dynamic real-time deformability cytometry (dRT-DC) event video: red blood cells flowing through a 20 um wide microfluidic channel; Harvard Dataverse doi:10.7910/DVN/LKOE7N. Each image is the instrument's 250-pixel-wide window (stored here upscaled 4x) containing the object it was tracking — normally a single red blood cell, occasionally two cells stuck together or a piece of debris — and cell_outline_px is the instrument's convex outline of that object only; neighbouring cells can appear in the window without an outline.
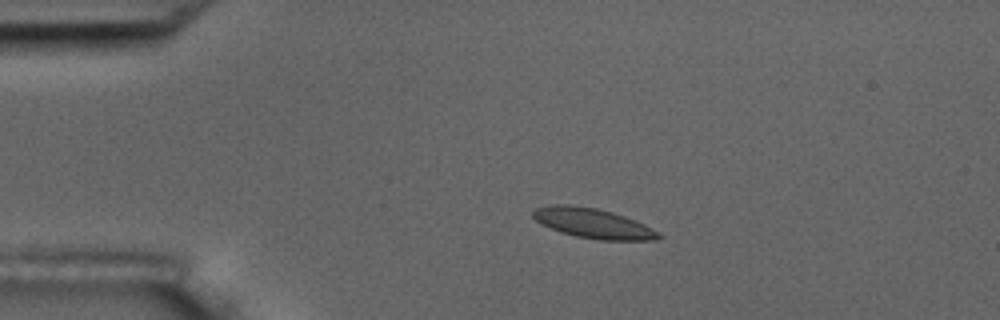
{"species": "common noctule bat (a hibernating species)", "species_latin": "Nyctalus noctula", "temperature_condition": "room temperature", "stored_images_in_passage": 4, "camera_frame_rate_fps": 3000, "um_per_image_px": 0.085, "animal": {"sex": "male", "body_mass_g": 17.5, "forearm_length_mm": 52.3}, "frame": {"image": 1, "passage_image": 2, "time_ms": 1.333, "image_size_px": [1000, 320], "cell_outline_px": [[664, 236], [656, 240], [600, 240], [576, 236], [560, 232], [536, 220], [532, 216], [532, 212], [536, 208], [556, 204], [568, 204], [596, 208], [612, 212], [636, 220], [660, 232]], "centroid_in_image_um": [50.46, 18.98], "position_along_channel_um": 34.5, "area_um2": 21.79}}
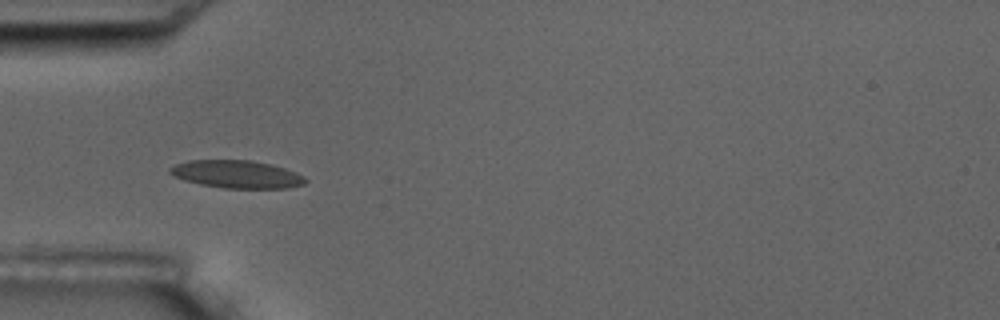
{"frame": {"image": 2, "passage_image": 3, "time_ms": 3.333, "image_size_px": [1000, 320], "cell_outline_px": [[308, 180], [304, 184], [288, 188], [224, 188], [200, 184], [184, 180], [172, 176], [168, 172], [168, 168], [176, 164], [188, 160], [252, 160], [272, 164], [296, 172], [304, 176]], "centroid_in_image_um": [20.11, 14.81], "position_along_channel_um": 64.9, "area_um2": 22.08}}